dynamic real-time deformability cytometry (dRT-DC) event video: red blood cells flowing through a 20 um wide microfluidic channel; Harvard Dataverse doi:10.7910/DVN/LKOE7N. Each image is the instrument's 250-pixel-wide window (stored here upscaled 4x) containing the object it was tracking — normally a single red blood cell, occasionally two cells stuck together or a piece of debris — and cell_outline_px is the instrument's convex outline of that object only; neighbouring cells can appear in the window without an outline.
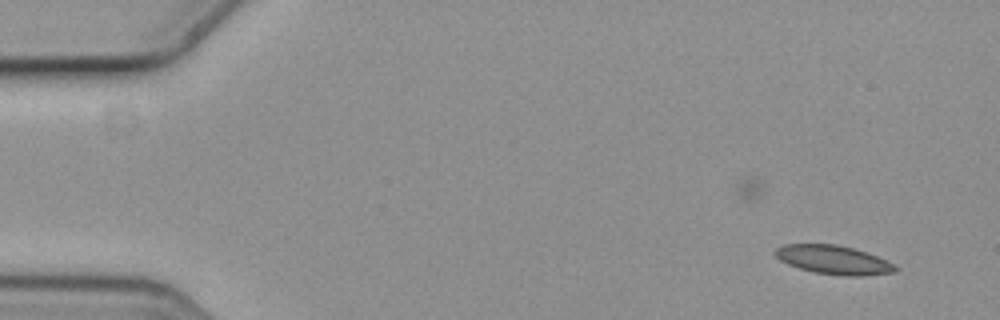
{"species": "common noctule bat (a hibernating species)", "species_latin": "Nyctalus noctula", "temperature_condition": "cold", "stored_images_in_passage": 6, "camera_frame_rate_fps": 3000, "um_per_image_px": 0.085, "animal": {"sex": "female", "body_mass_g": 19.3, "forearm_length_mm": 54.1}, "frame": {"image": 1, "passage_image": 1, "time_ms": 0.0, "image_size_px": [1000, 320], "cell_outline_px": [[900, 268], [896, 272], [864, 276], [844, 276], [816, 272], [800, 268], [788, 264], [780, 260], [772, 252], [776, 248], [784, 244], [836, 244], [868, 252]], "centroid_in_image_um": [70.85, 22.08], "position_along_channel_um": 14.2, "area_um2": 20.11}}
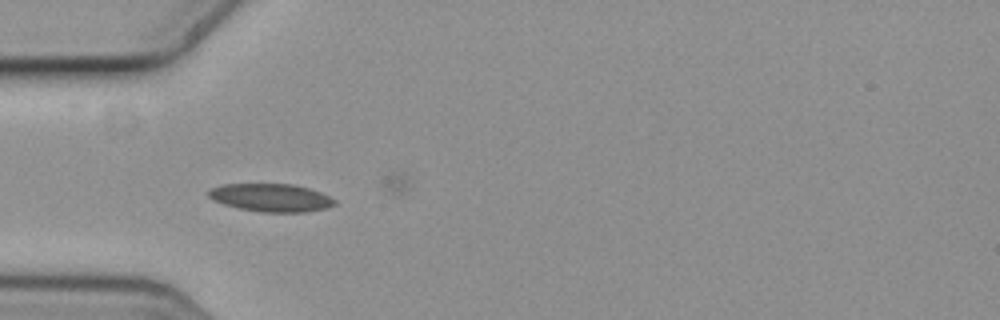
{"frame": {"image": 2, "passage_image": 5, "time_ms": 1.333, "image_size_px": [1000, 320], "cell_outline_px": [[336, 204], [328, 208], [304, 212], [260, 212], [240, 208], [224, 204], [212, 200], [208, 196], [208, 188], [224, 184], [292, 184], [308, 188], [320, 192], [336, 200]], "centroid_in_image_um": [23.02, 16.8], "position_along_channel_um": 62.0, "area_um2": 20.58}}